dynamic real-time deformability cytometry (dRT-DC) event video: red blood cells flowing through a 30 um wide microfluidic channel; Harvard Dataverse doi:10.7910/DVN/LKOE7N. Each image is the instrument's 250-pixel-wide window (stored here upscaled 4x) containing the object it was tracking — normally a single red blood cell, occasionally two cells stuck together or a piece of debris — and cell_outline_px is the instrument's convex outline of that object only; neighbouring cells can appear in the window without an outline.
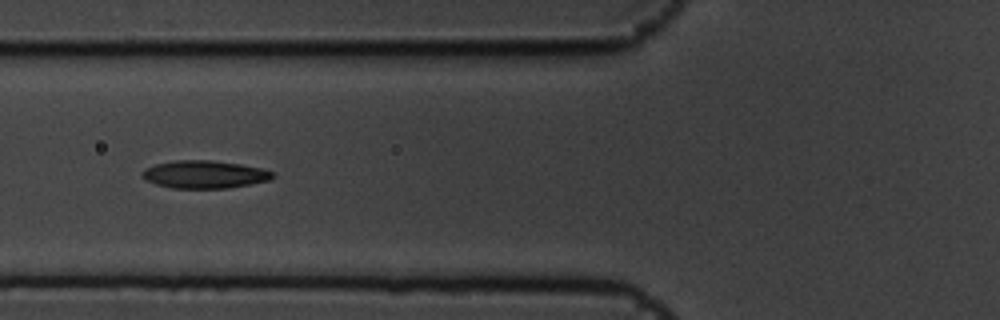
{"species": "common noctule bat (a hibernating species)", "species_latin": "Nyctalus noctula", "temperature_condition": "cold", "stored_images_in_passage": 12, "camera_frame_rate_fps": 3000, "um_per_image_px": 0.085, "animal": {"sex": "male", "body_mass_g": 19.5, "forearm_length_mm": 54.6}, "frame": {"image": 1, "passage_image": 6, "time_ms": 1.667, "image_size_px": [1000, 320], "cell_outline_px": [[276, 176], [268, 180], [228, 188], [172, 188], [156, 184], [144, 180], [140, 176], [144, 168], [156, 164], [176, 160], [208, 160], [240, 164], [260, 168], [276, 172]], "centroid_in_image_um": [17.35, 14.82], "position_along_channel_um": 108.4, "area_um2": 21.1}}
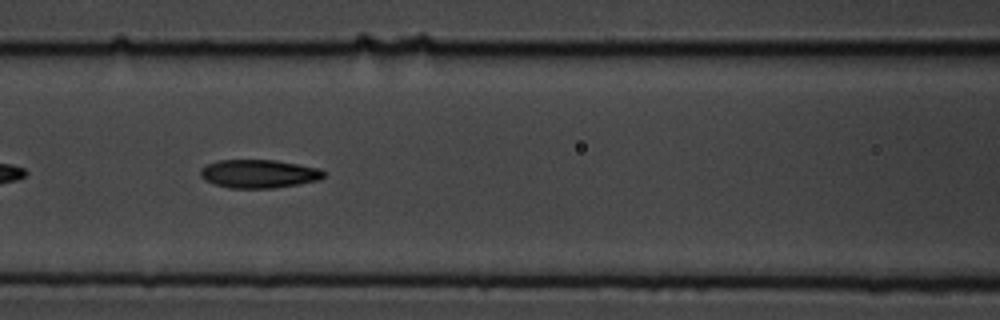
{"frame": {"image": 2, "passage_image": 9, "time_ms": 2.667, "image_size_px": [1000, 320], "cell_outline_px": [[324, 176], [320, 180], [300, 184], [272, 188], [228, 188], [204, 180], [200, 176], [200, 168], [208, 164], [220, 160], [276, 160], [320, 168], [324, 172]], "centroid_in_image_um": [22.01, 14.77], "position_along_channel_um": 144.6, "area_um2": 20.46}}